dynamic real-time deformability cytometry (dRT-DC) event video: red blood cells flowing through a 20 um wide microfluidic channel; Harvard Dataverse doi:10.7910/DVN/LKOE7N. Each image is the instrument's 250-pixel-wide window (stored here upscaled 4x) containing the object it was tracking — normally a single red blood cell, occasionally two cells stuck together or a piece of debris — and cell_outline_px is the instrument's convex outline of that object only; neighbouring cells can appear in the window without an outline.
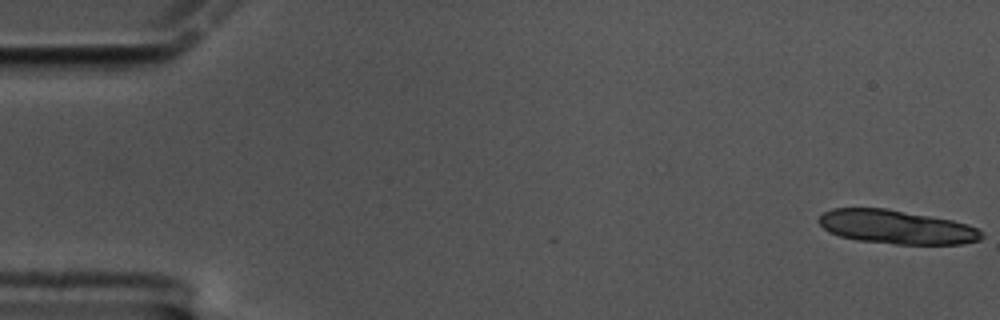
{"species": "common noctule bat (a hibernating species)", "species_latin": "Nyctalus noctula", "temperature_condition": "cold", "stored_images_in_passage": 15, "camera_frame_rate_fps": 3000, "um_per_image_px": 0.085, "animal": {"sex": "male", "body_mass_g": 17.5, "forearm_length_mm": 52.3}, "frame": {"image": 1, "passage_image": 1, "time_ms": 0.0, "image_size_px": [1000, 320], "cell_outline_px": [[984, 236], [980, 240], [960, 244], [896, 244], [856, 240], [840, 236], [828, 232], [816, 220], [824, 212], [832, 208], [888, 208], [952, 220], [968, 224], [984, 232]], "centroid_in_image_um": [76.2, 19.29], "position_along_channel_um": 8.8, "area_um2": 32.25}}